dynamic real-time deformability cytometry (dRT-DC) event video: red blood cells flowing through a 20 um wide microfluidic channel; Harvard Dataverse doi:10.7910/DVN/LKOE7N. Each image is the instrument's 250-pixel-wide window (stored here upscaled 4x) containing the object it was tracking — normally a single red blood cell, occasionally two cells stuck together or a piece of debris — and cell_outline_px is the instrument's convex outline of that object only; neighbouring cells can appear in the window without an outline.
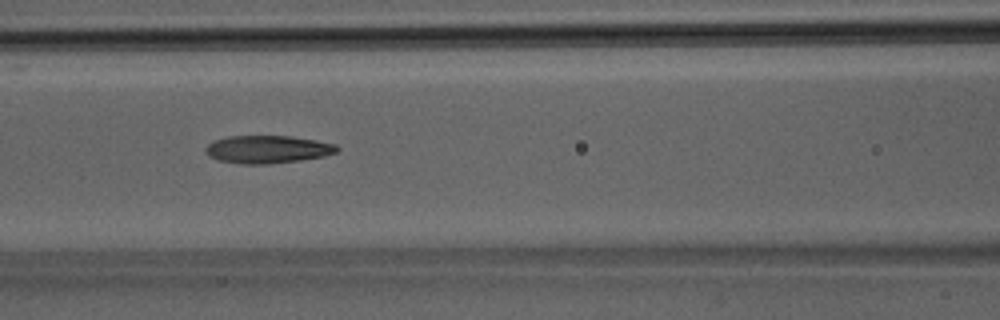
{"species": "Egyptian fruit bat (a non-hibernating species)", "species_latin": "Rousettus aegyptiacus", "temperature_condition": "room temperature", "stored_images_in_passage": 30, "camera_frame_rate_fps": 3000, "um_per_image_px": 0.085, "animal": {"sex": "male"}, "frame": {"image": 1, "passage_image": 9, "time_ms": 2.667, "image_size_px": [1000, 320], "cell_outline_px": [[340, 148], [336, 152], [324, 156], [300, 160], [268, 164], [244, 164], [216, 160], [208, 156], [204, 152], [204, 148], [212, 140], [228, 136], [292, 136], [316, 140], [336, 144]], "centroid_in_image_um": [22.7, 12.69], "position_along_channel_um": 143.9, "area_um2": 21.5}}
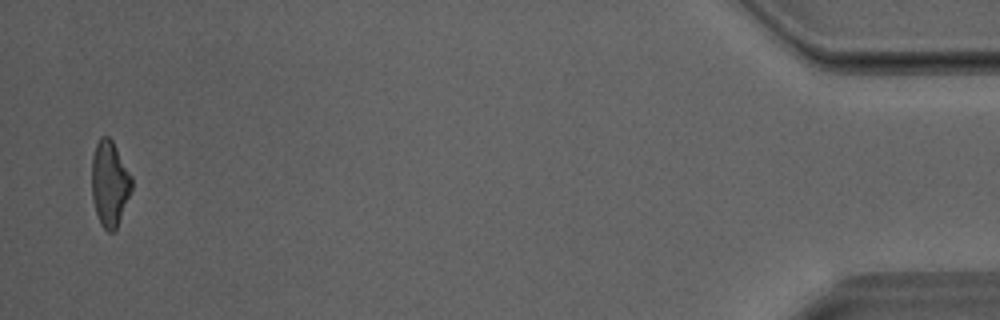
{"frame": {"image": 2, "passage_image": 30, "time_ms": 9.667, "image_size_px": [1000, 320], "cell_outline_px": [[132, 188], [116, 228], [112, 232], [108, 232], [100, 224], [96, 212], [92, 196], [92, 156], [96, 144], [100, 136], [108, 136], [112, 140], [132, 176]], "centroid_in_image_um": [9.31, 15.58], "position_along_channel_um": 425.9, "area_um2": 19.71}}